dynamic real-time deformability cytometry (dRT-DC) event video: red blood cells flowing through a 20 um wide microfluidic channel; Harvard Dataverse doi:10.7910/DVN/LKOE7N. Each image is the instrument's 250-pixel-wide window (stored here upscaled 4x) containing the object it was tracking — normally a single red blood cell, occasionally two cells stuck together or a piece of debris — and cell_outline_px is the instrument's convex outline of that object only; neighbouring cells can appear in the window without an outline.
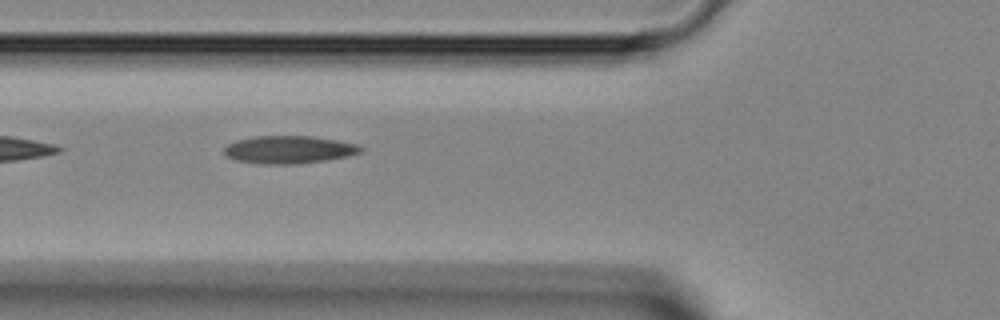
{"species": "Egyptian fruit bat (a non-hibernating species)", "species_latin": "Rousettus aegyptiacus", "temperature_condition": "room temperature", "stored_images_in_passage": 28, "camera_frame_rate_fps": 3000, "um_per_image_px": 0.085, "animal": {"sex": "female"}, "frame": {"image": 1, "passage_image": 3, "time_ms": 0.667, "image_size_px": [1000, 320], "cell_outline_px": [[364, 148], [360, 152], [348, 156], [328, 160], [296, 164], [260, 164], [236, 160], [224, 156], [224, 148], [228, 144], [236, 140], [252, 136], [312, 136], [360, 144]], "centroid_in_image_um": [24.55, 12.72], "position_along_channel_um": 101.2, "area_um2": 22.31}}
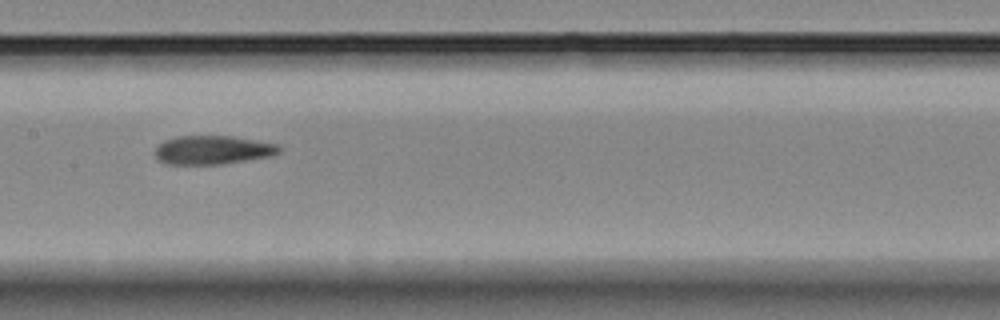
{"frame": {"image": 2, "passage_image": 9, "time_ms": 2.667, "image_size_px": [1000, 320], "cell_outline_px": [[280, 152], [272, 156], [220, 164], [168, 164], [160, 160], [156, 156], [156, 148], [164, 140], [176, 136], [232, 136], [276, 144], [280, 148]], "centroid_in_image_um": [18.08, 12.74], "position_along_channel_um": 189.3, "area_um2": 20.52}}
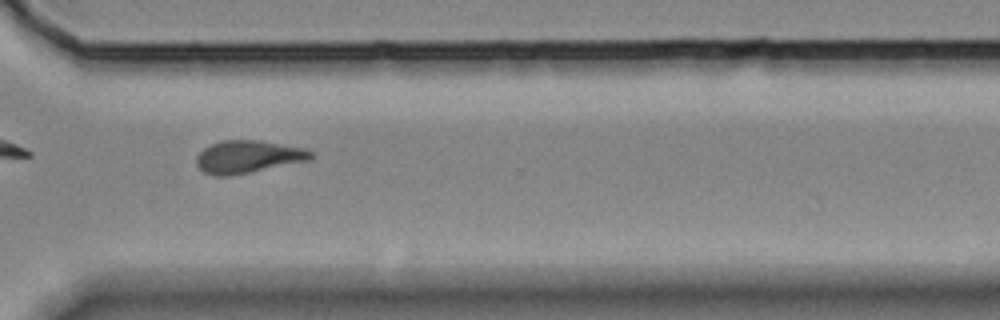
{"frame": {"image": 3, "passage_image": 20, "time_ms": 6.333, "image_size_px": [1000, 320], "cell_outline_px": [[316, 156], [312, 160], [252, 172], [228, 176], [212, 176], [204, 172], [196, 164], [196, 156], [204, 148], [220, 140], [260, 140], [308, 148]], "centroid_in_image_um": [21.14, 13.32], "position_along_channel_um": 349.5, "area_um2": 22.2}}